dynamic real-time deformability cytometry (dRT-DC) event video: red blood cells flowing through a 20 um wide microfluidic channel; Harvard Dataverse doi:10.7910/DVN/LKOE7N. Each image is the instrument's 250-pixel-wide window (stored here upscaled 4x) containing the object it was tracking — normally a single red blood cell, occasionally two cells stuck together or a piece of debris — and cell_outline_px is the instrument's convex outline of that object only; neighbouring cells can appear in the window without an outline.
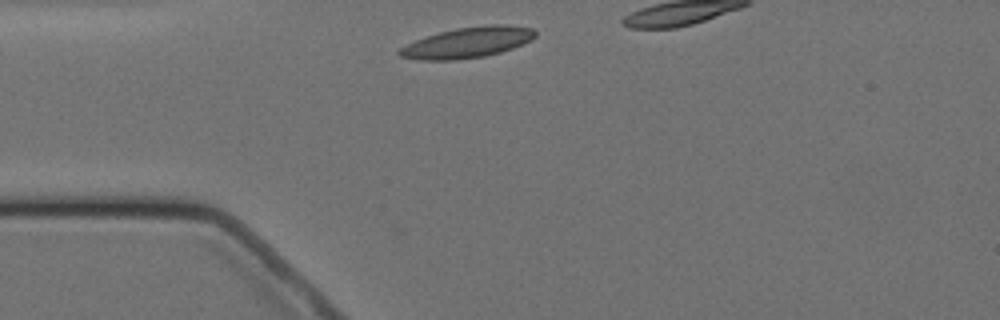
{"species": "Egyptian fruit bat (a non-hibernating species)", "species_latin": "Rousettus aegyptiacus", "temperature_condition": "cold", "stored_images_in_passage": 4, "camera_frame_rate_fps": 3000, "um_per_image_px": 0.085, "animal": {"sex": "female"}, "frame": {"image": 1, "passage_image": 1, "time_ms": 0.0, "image_size_px": [1000, 320], "cell_outline_px": [[536, 36], [532, 40], [512, 48], [500, 52], [484, 56], [456, 60], [420, 60], [400, 56], [396, 52], [400, 48], [424, 36], [456, 28], [484, 24], [504, 24], [532, 28], [536, 32]], "centroid_in_image_um": [39.75, 3.6], "position_along_channel_um": 45.3, "area_um2": 24.33}}